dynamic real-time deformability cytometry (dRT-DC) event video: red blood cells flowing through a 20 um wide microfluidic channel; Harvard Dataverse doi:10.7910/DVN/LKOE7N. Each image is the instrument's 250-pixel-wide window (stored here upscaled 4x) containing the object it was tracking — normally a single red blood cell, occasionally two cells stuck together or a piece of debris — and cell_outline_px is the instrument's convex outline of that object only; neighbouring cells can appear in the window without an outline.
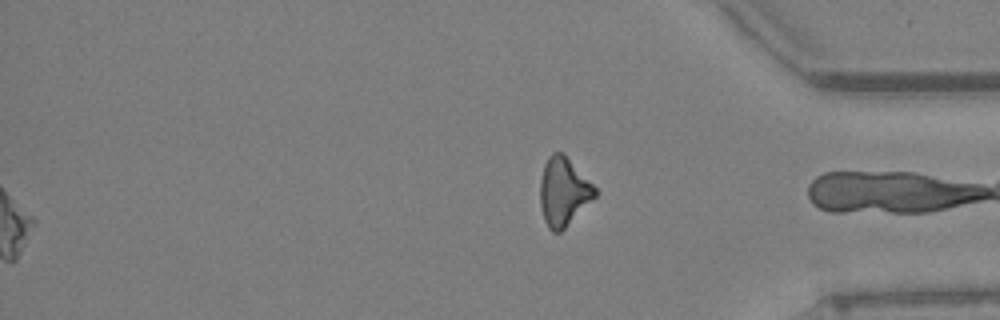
{"species": "Egyptian fruit bat (a non-hibernating species)", "species_latin": "Rousettus aegyptiacus", "temperature_condition": "warm", "stored_images_in_passage": 67, "segment_of_instrument_passage": [2, 2], "camera_frame_rate_fps": 3000, "um_per_image_px": 0.085, "animal": {"sex": "female"}, "frame": {"image": 1, "passage_image": 67, "time_ms": 22.0, "image_size_px": [1000, 320], "cell_outline_px": [[600, 192], [560, 232], [552, 232], [548, 228], [544, 220], [540, 204], [540, 180], [544, 164], [548, 156], [552, 152], [564, 152]], "centroid_in_image_um": [47.89, 16.26], "position_along_channel_um": 387.3, "area_um2": 21.96}}